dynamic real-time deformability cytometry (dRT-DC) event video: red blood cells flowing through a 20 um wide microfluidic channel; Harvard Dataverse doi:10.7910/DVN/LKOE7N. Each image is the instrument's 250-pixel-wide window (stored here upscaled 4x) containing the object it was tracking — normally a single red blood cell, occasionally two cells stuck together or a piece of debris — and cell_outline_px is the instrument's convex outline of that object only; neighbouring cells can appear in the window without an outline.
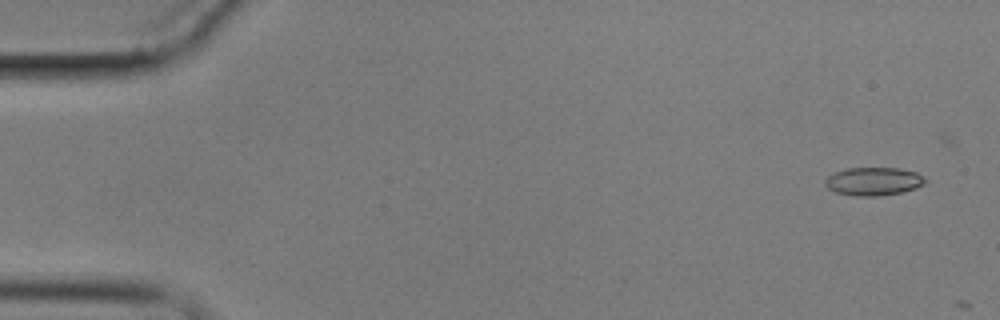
{"species": "common noctule bat (a hibernating species)", "species_latin": "Nyctalus noctula", "temperature_condition": "cold", "stored_images_in_passage": 5, "camera_frame_rate_fps": 3000, "um_per_image_px": 0.085, "animal": {"sex": "male", "body_mass_g": 17.9}, "frame": {"image": 1, "passage_image": 1, "time_ms": 0.0, "image_size_px": [1000, 320], "cell_outline_px": [[928, 180], [924, 184], [916, 188], [900, 192], [876, 196], [856, 196], [836, 192], [828, 188], [824, 184], [824, 180], [828, 176], [836, 172], [848, 168], [900, 168], [916, 172], [924, 176]], "centroid_in_image_um": [74.27, 15.41], "position_along_channel_um": 10.7, "area_um2": 16.42}}